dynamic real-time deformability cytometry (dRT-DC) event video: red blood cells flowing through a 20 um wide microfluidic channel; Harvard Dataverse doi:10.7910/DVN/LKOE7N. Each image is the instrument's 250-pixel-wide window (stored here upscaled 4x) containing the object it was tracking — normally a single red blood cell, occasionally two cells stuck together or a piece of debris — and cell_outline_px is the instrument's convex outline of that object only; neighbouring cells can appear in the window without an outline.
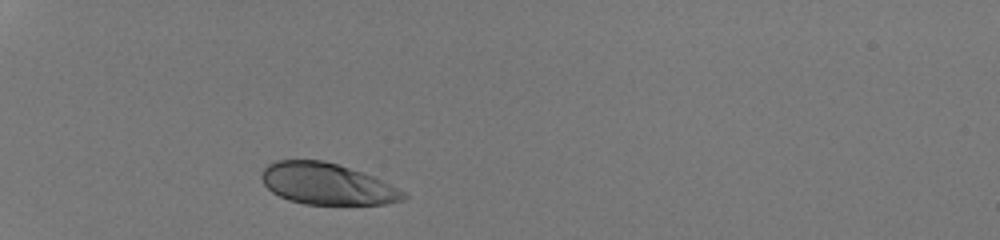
{"species": "human", "species_latin": "Homo sapiens", "temperature_condition": "room temperature", "stored_images_in_passage": 28, "camera_frame_rate_fps": 3000, "um_per_image_px": 0.085, "donor": {"sex": "male"}, "frame": {"image": 1, "passage_image": 1, "time_ms": 0.0, "image_size_px": [1000, 240], "cell_outline_px": [[408, 196], [404, 200], [388, 204], [304, 204], [288, 200], [272, 192], [264, 184], [260, 176], [260, 172], [268, 164], [276, 160], [324, 160], [372, 176], [404, 192]], "centroid_in_image_um": [27.75, 15.63], "position_along_channel_um": 57.3, "area_um2": 33.99}}
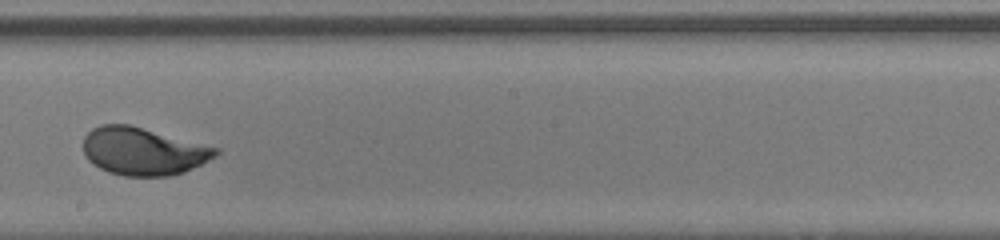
{"frame": {"image": 2, "passage_image": 16, "time_ms": 5.0, "image_size_px": [1000, 240], "cell_outline_px": [[220, 152], [216, 156], [184, 172], [168, 176], [124, 176], [108, 172], [100, 168], [88, 160], [84, 156], [84, 136], [92, 128], [100, 124], [128, 124], [220, 148]], "centroid_in_image_um": [12.15, 12.85], "position_along_channel_um": 236.0, "area_um2": 36.76}}
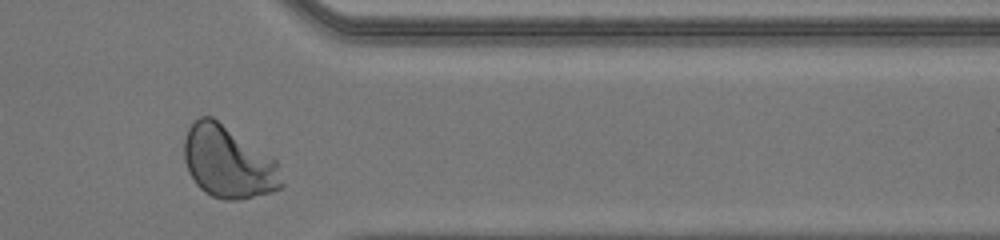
{"frame": {"image": 3, "passage_image": 27, "time_ms": 8.667, "image_size_px": [1000, 240], "cell_outline_px": [[284, 184], [280, 188], [272, 192], [236, 200], [224, 200], [212, 196], [204, 192], [196, 184], [188, 172], [184, 160], [184, 140], [188, 128], [192, 120], [200, 116], [212, 116], [276, 160]], "centroid_in_image_um": [19.36, 13.78], "position_along_channel_um": 392.0, "area_um2": 40.92}, "authors_computed_cell_mechanics": {"area_um2": 36.6452, "velocity_mm_per_s": 4.3018, "shape_relaxation_time_tau1_ms": 2.158, "shape_relaxation_time_tau2_ms": null, "deformation_change_tau1": 0.1332, "deformation_change_tau2": null}}